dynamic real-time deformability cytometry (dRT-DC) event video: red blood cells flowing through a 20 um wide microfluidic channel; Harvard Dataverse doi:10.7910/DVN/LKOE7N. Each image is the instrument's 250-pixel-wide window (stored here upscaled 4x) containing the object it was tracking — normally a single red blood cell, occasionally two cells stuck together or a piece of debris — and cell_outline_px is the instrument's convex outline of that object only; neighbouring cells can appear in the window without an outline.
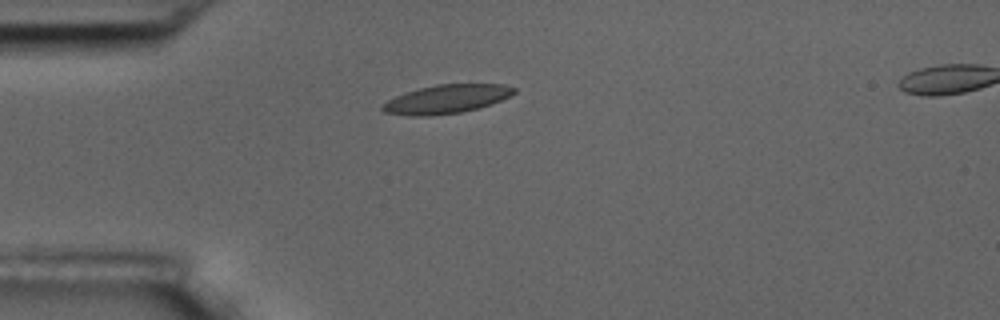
{"species": "common noctule bat (a hibernating species)", "species_latin": "Nyctalus noctula", "temperature_condition": "room temperature", "stored_images_in_passage": 11, "camera_frame_rate_fps": 3000, "um_per_image_px": 0.085, "animal": {"sex": "male", "body_mass_g": 17.5, "forearm_length_mm": 52.3}, "frame": {"image": 1, "passage_image": 2, "time_ms": 2.0, "image_size_px": [1000, 320], "cell_outline_px": [[516, 92], [492, 104], [480, 108], [460, 112], [424, 116], [412, 116], [384, 112], [380, 108], [380, 104], [396, 96], [420, 88], [436, 84], [504, 84], [516, 88]], "centroid_in_image_um": [37.95, 8.42], "position_along_channel_um": 47.1, "area_um2": 21.85}}
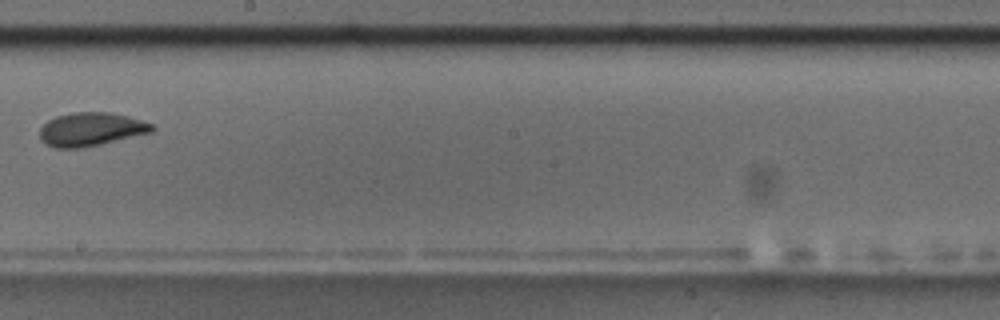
{"frame": {"image": 2, "passage_image": 7, "time_ms": 8.0, "image_size_px": [1000, 320], "cell_outline_px": [[156, 128], [152, 132], [84, 148], [56, 148], [44, 144], [40, 140], [40, 128], [48, 120], [56, 116], [72, 112], [112, 112], [128, 116], [156, 124]], "centroid_in_image_um": [7.75, 10.99], "position_along_channel_um": 240.5, "area_um2": 22.25}}
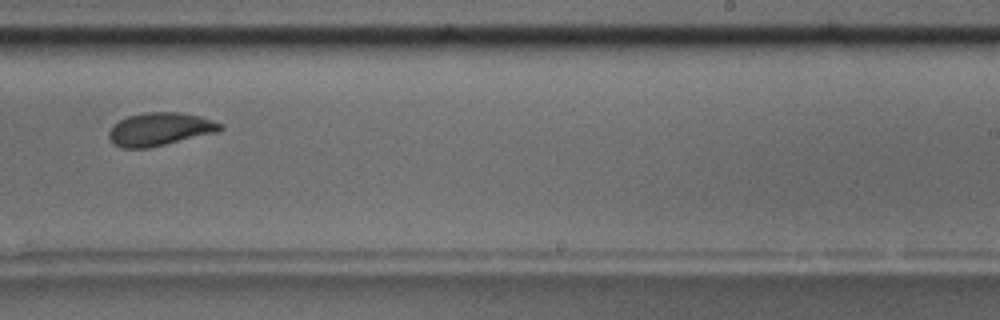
{"frame": {"image": 3, "passage_image": 8, "time_ms": 9.0, "image_size_px": [1000, 320], "cell_outline_px": [[224, 128], [216, 132], [148, 148], [120, 148], [112, 144], [108, 136], [108, 132], [112, 124], [128, 116], [144, 112], [180, 112], [200, 116], [224, 124]], "centroid_in_image_um": [13.55, 10.97], "position_along_channel_um": 275.4, "area_um2": 21.56}, "authors_computed_cell_mechanics": {"area_um2": 21.4438, "velocity_mm_per_s": 3.5048, "shape_relaxation_time_tau1_ms": 4.8872, "shape_relaxation_time_tau2_ms": 3.301, "deformation_change_tau1": 0.1386, "deformation_change_tau2": 0.0768}}